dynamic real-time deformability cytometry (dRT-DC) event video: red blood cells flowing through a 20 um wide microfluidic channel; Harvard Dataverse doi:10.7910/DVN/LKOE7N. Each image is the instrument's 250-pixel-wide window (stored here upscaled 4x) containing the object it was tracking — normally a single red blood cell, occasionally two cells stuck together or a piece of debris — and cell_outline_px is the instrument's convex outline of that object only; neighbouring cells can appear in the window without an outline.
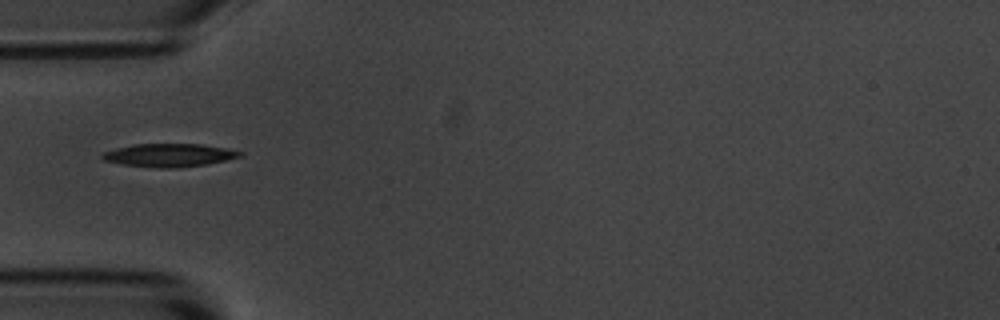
{"species": "common noctule bat (a hibernating species)", "species_latin": "Nyctalus noctula", "temperature_condition": "room temperature", "stored_images_in_passage": 4, "camera_frame_rate_fps": 3000, "um_per_image_px": 0.085, "animal": {"sex": "male", "body_mass_g": 20.1, "forearm_length_mm": 53.5}, "frame": {"image": 1, "passage_image": 2, "time_ms": 1.333, "image_size_px": [1000, 320], "cell_outline_px": [[244, 152], [240, 156], [224, 160], [204, 164], [176, 168], [160, 168], [124, 164], [104, 160], [100, 156], [104, 152], [116, 148], [132, 144], [200, 144], [224, 148]], "centroid_in_image_um": [14.34, 13.18], "position_along_channel_um": 70.7, "area_um2": 18.21}}
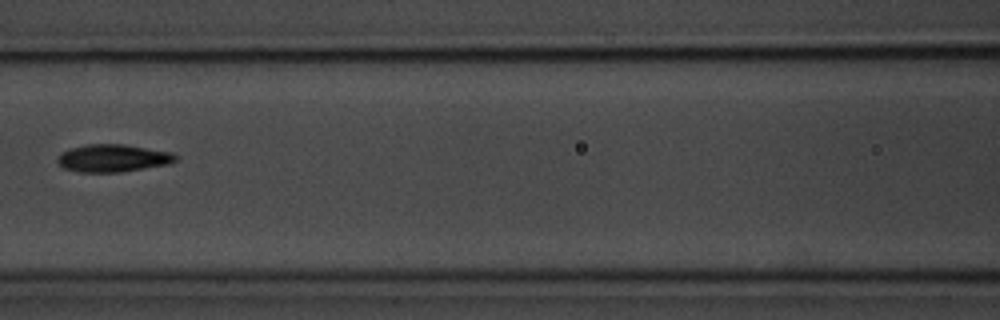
{"frame": {"image": 2, "passage_image": 4, "time_ms": 3.667, "image_size_px": [1000, 320], "cell_outline_px": [[176, 160], [168, 164], [120, 172], [80, 172], [64, 168], [56, 164], [56, 156], [60, 152], [72, 148], [88, 144], [124, 144], [172, 152], [176, 156]], "centroid_in_image_um": [9.54, 13.44], "position_along_channel_um": 157.1, "area_um2": 19.02}}